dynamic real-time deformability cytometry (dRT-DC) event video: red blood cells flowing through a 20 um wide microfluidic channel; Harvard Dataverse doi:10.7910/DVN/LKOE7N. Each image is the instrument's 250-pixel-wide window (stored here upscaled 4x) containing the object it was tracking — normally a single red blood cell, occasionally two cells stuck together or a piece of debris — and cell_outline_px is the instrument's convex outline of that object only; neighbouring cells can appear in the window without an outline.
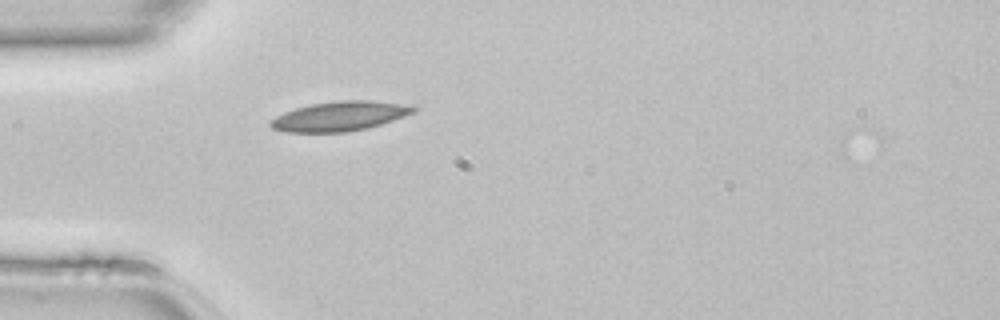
{"species": "common noctule bat (a hibernating species)", "species_latin": "Nyctalus noctula", "temperature_condition": "room temperature", "stored_images_in_passage": 34, "camera_frame_rate_fps": 3000, "um_per_image_px": 0.085, "animal": {"sex": "female", "body_mass_g": 22.7, "forearm_length_mm": 54.2}, "frame": {"image": 1, "passage_image": 1, "time_ms": 0.0, "image_size_px": [1000, 320], "cell_outline_px": [[420, 108], [416, 112], [368, 128], [344, 132], [284, 132], [272, 128], [268, 124], [276, 116], [284, 112], [296, 108], [312, 104], [340, 100], [372, 100], [400, 104]], "centroid_in_image_um": [28.87, 9.88], "position_along_channel_um": 56.1, "area_um2": 24.45}}
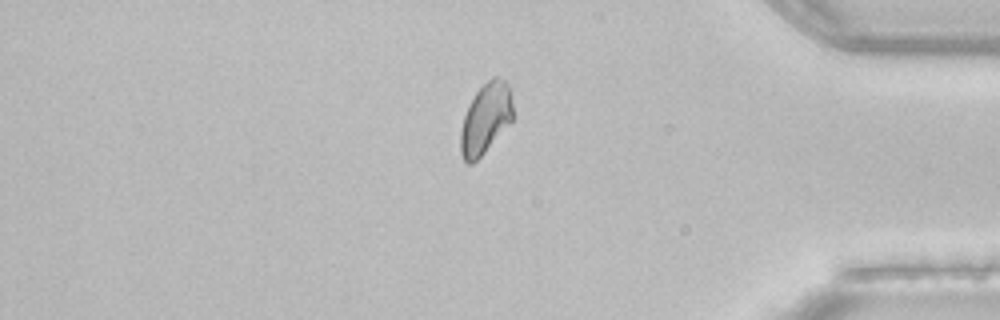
{"frame": {"image": 2, "passage_image": 27, "time_ms": 8.667, "image_size_px": [1000, 320], "cell_outline_px": [[512, 120], [484, 152], [472, 164], [468, 164], [464, 160], [460, 152], [460, 132], [464, 116], [468, 104], [476, 92], [492, 76], [496, 76], [504, 80], [508, 84], [512, 104]], "centroid_in_image_um": [41.25, 10.07], "position_along_channel_um": 394.0, "area_um2": 21.21}}
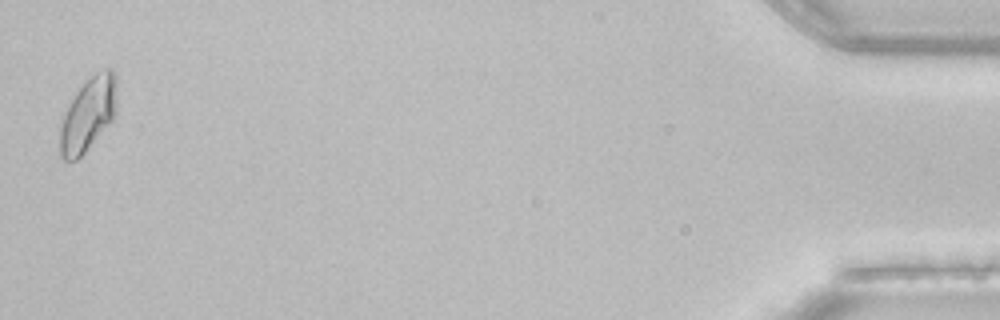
{"frame": {"image": 3, "passage_image": 34, "time_ms": 11.0, "image_size_px": [1000, 320], "cell_outline_px": [[116, 112], [112, 120], [84, 152], [76, 160], [64, 160], [60, 156], [60, 128], [64, 116], [76, 92], [96, 72], [104, 68], [112, 68], [116, 76]], "centroid_in_image_um": [7.51, 9.7], "position_along_channel_um": 427.7, "area_um2": 23.87}}